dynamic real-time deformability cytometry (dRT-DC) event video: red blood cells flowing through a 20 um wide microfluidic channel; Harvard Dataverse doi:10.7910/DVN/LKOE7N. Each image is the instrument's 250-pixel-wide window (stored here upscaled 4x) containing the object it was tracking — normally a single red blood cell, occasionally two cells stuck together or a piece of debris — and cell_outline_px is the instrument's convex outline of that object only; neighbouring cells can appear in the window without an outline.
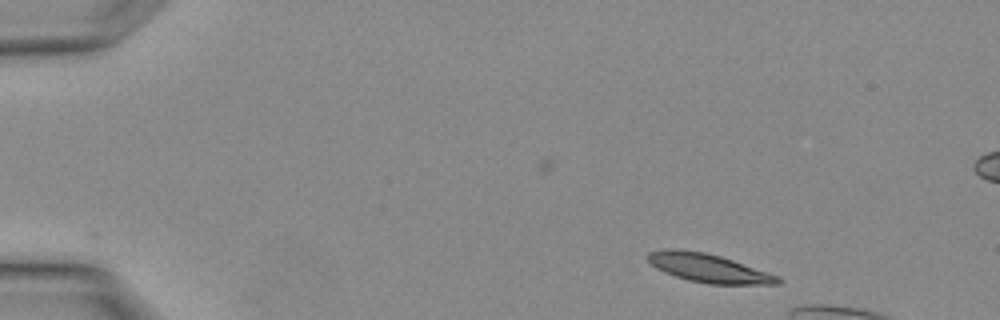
{"species": "Egyptian fruit bat (a non-hibernating species)", "species_latin": "Rousettus aegyptiacus", "temperature_condition": "warm", "stored_images_in_passage": 3, "camera_frame_rate_fps": 3000, "um_per_image_px": 0.085, "animal": {"sex": "female"}, "frame": {"image": 1, "passage_image": 3, "time_ms": 0.667, "image_size_px": [1000, 320], "cell_outline_px": [[784, 280], [780, 284], [708, 284], [688, 280], [664, 272], [656, 268], [648, 260], [648, 252], [664, 248], [676, 248], [704, 252], [720, 256], [780, 276]], "centroid_in_image_um": [60.23, 22.78], "position_along_channel_um": 24.8, "area_um2": 21.68}}